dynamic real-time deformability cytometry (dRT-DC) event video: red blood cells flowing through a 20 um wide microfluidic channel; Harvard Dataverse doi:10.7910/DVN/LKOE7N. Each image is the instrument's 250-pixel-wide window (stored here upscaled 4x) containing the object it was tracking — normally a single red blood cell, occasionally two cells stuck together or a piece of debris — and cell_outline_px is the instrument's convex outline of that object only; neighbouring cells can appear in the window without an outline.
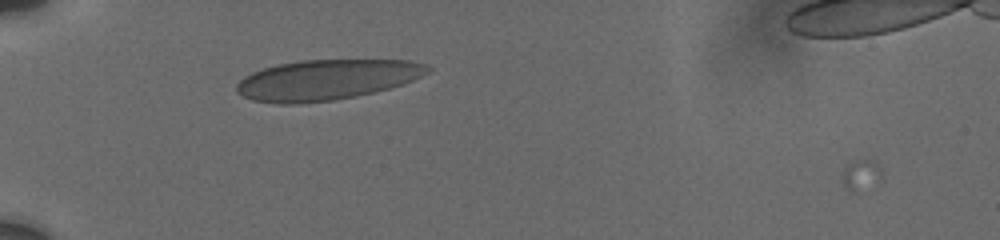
{"species": "human", "species_latin": "Homo sapiens", "temperature_condition": "cold", "stored_images_in_passage": 5, "camera_frame_rate_fps": 3000, "um_per_image_px": 0.085, "donor": {"sex": "male"}, "frame": {"image": 1, "passage_image": 3, "time_ms": 0.333, "image_size_px": [1000, 240], "cell_outline_px": [[432, 68], [428, 72], [412, 80], [388, 88], [356, 96], [332, 100], [300, 104], [280, 104], [252, 100], [236, 92], [236, 84], [244, 76], [252, 72], [264, 68], [280, 64], [300, 60], [412, 60], [428, 64]], "centroid_in_image_um": [27.74, 6.78], "position_along_channel_um": 57.3, "area_um2": 44.8}}